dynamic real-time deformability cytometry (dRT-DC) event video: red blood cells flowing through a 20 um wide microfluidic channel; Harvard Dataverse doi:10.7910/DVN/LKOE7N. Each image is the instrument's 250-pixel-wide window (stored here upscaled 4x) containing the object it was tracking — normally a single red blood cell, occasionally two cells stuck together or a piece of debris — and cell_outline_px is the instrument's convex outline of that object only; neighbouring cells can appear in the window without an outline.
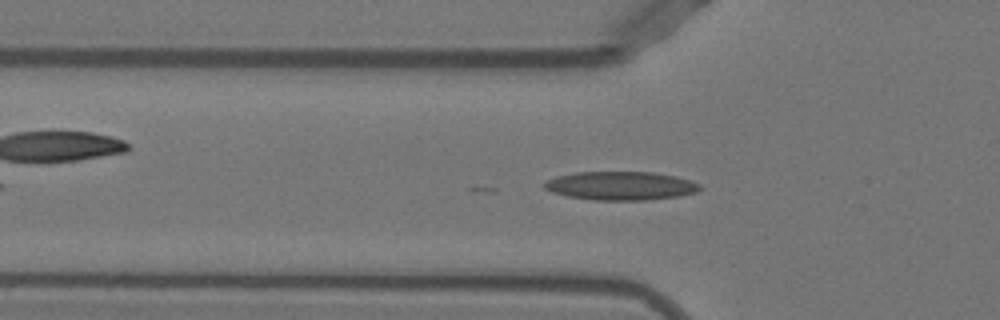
{"species": "Egyptian fruit bat (a non-hibernating species)", "species_latin": "Rousettus aegyptiacus", "temperature_condition": "warm", "stored_images_in_passage": 46, "camera_frame_rate_fps": 3000, "um_per_image_px": 0.085, "animal": {"sex": "female"}, "frame": {"image": 1, "passage_image": 11, "time_ms": 3.333, "image_size_px": [1000, 320], "cell_outline_px": [[700, 188], [696, 192], [680, 196], [644, 200], [596, 200], [568, 196], [552, 192], [544, 188], [544, 184], [548, 180], [556, 176], [576, 172], [652, 172], [676, 176], [700, 184]], "centroid_in_image_um": [52.76, 15.79], "position_along_channel_um": 73.0, "area_um2": 25.72}}
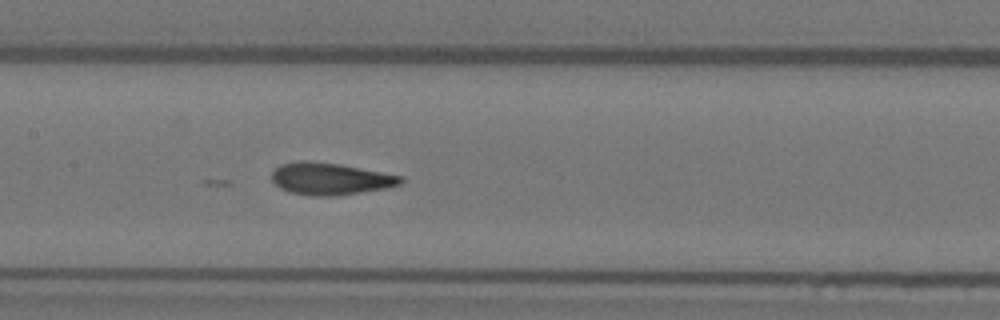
{"frame": {"image": 2, "passage_image": 19, "time_ms": 6.0, "image_size_px": [1000, 320], "cell_outline_px": [[404, 180], [400, 184], [388, 188], [336, 196], [312, 196], [288, 192], [280, 188], [272, 180], [272, 172], [280, 164], [300, 160], [308, 160], [340, 164], [404, 176]], "centroid_in_image_um": [28.08, 15.19], "position_along_channel_um": 179.3, "area_um2": 24.33}}
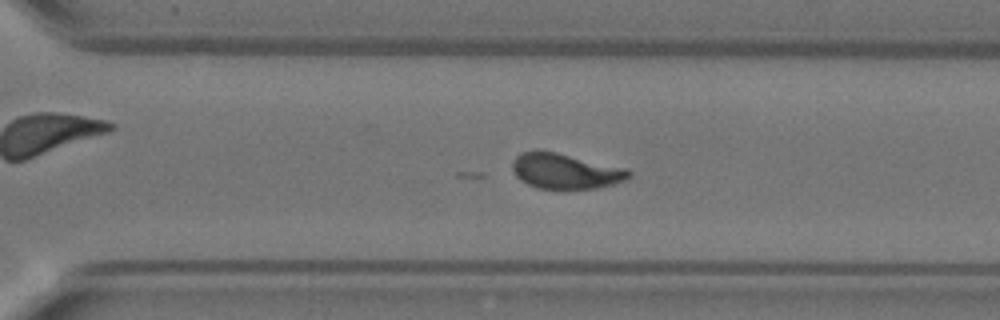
{"frame": {"image": 3, "passage_image": 30, "time_ms": 9.667, "image_size_px": [1000, 320], "cell_outline_px": [[632, 176], [628, 180], [596, 188], [536, 188], [520, 180], [516, 176], [512, 168], [512, 164], [516, 156], [520, 152], [536, 148], [556, 152], [628, 168], [632, 172]], "centroid_in_image_um": [48.06, 14.51], "position_along_channel_um": 322.5, "area_um2": 24.33}}